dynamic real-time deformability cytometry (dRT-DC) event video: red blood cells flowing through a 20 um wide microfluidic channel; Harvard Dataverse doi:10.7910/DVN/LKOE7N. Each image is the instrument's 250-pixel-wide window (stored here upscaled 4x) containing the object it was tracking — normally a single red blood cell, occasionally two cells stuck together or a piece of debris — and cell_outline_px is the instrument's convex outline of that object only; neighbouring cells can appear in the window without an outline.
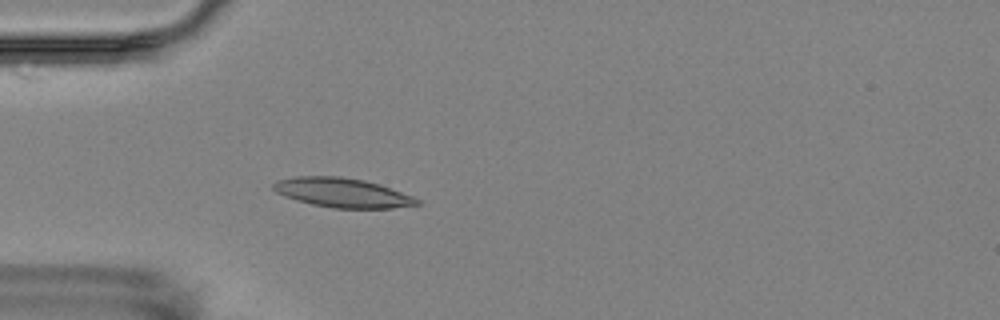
{"species": "Egyptian fruit bat (a non-hibernating species)", "species_latin": "Rousettus aegyptiacus", "temperature_condition": "room temperature", "stored_images_in_passage": 4, "camera_frame_rate_fps": 3000, "um_per_image_px": 0.085, "animal": {"sex": "female"}, "frame": {"image": 1, "passage_image": 4, "time_ms": 3.667, "image_size_px": [1000, 320], "cell_outline_px": [[420, 204], [392, 208], [332, 208], [312, 204], [296, 200], [276, 192], [272, 188], [272, 184], [276, 180], [296, 176], [340, 176], [364, 180], [380, 184], [412, 196], [420, 200]], "centroid_in_image_um": [29.08, 16.37], "position_along_channel_um": 55.9, "area_um2": 24.57}}